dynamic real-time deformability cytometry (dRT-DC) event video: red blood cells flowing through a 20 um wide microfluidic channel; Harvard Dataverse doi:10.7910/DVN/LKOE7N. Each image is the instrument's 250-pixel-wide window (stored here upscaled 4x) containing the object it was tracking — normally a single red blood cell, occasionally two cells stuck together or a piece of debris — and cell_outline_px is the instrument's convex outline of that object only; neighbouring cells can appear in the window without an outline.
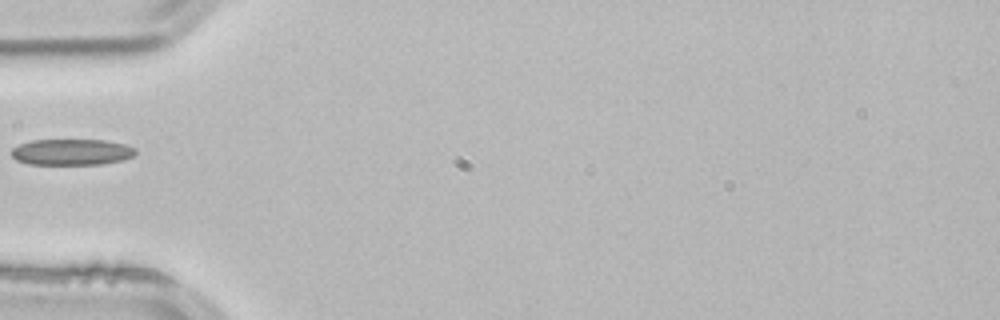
{"species": "common noctule bat (a hibernating species)", "species_latin": "Nyctalus noctula", "temperature_condition": "room temperature", "stored_images_in_passage": 3, "camera_frame_rate_fps": 3000, "um_per_image_px": 0.085, "animal": {"sex": "male", "body_mass_g": 21.5, "forearm_length_mm": 52.0}, "frame": {"image": 1, "passage_image": 3, "time_ms": 0.667, "image_size_px": [1000, 320], "cell_outline_px": [[136, 152], [132, 156], [124, 160], [100, 164], [28, 164], [16, 160], [12, 156], [12, 148], [20, 144], [32, 140], [104, 140], [124, 144], [136, 148]], "centroid_in_image_um": [6.09, 12.92], "position_along_channel_um": 78.9, "area_um2": 18.84}}